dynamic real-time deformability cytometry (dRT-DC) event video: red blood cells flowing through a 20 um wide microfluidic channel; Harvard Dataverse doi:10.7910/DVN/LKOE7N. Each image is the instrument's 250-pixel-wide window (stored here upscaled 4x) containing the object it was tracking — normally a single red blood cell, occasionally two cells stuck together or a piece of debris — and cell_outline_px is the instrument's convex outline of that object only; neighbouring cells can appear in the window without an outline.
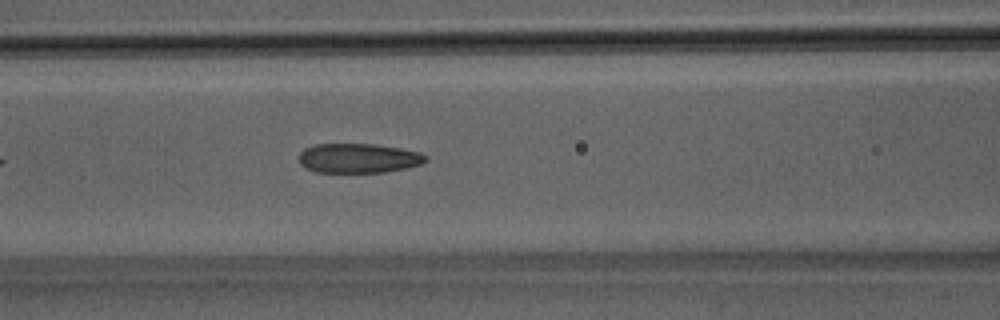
{"species": "Egyptian fruit bat (a non-hibernating species)", "species_latin": "Rousettus aegyptiacus", "temperature_condition": "room temperature", "stored_images_in_passage": 6, "camera_frame_rate_fps": 3000, "um_per_image_px": 0.085, "animal": {"sex": "male"}, "frame": {"image": 1, "passage_image": 6, "time_ms": 1.667, "image_size_px": [1000, 320], "cell_outline_px": [[428, 160], [420, 164], [408, 168], [388, 172], [316, 172], [300, 164], [300, 152], [304, 148], [316, 144], [372, 144], [400, 148], [420, 152], [428, 156]], "centroid_in_image_um": [30.51, 13.45], "position_along_channel_um": 136.1, "area_um2": 21.85}}